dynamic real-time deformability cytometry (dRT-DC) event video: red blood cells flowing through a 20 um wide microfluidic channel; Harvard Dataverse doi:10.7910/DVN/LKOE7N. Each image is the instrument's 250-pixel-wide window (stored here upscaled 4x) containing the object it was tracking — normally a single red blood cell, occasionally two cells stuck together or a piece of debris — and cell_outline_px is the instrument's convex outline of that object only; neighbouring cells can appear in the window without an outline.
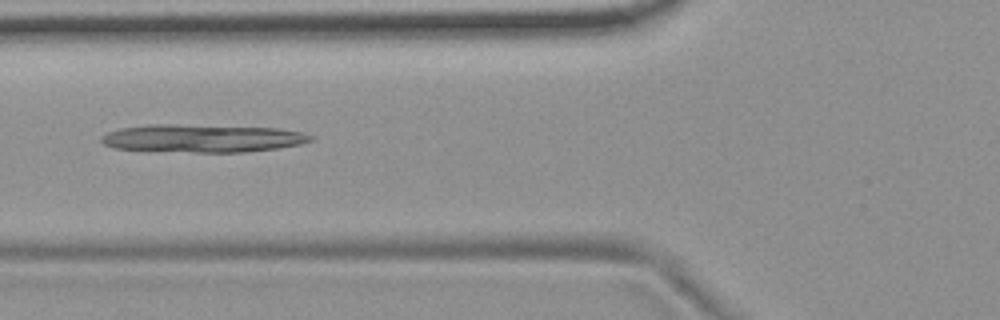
{"species": "common noctule bat (a hibernating species)", "species_latin": "Nyctalus noctula", "temperature_condition": "room temperature", "stored_images_in_passage": 6, "camera_frame_rate_fps": 3000, "um_per_image_px": 0.085, "animal": {"sex": "female", "body_mass_g": 19.9}, "frame": {"image": 1, "passage_image": 6, "time_ms": 1.667, "image_size_px": [1000, 320], "cell_outline_px": [[316, 140], [300, 144], [276, 148], [244, 152], [196, 152], [112, 148], [104, 144], [100, 140], [100, 136], [108, 132], [120, 128], [148, 124], [180, 124], [280, 128], [304, 132], [316, 136]], "centroid_in_image_um": [17.26, 11.74], "position_along_channel_um": 108.5, "area_um2": 34.33}}